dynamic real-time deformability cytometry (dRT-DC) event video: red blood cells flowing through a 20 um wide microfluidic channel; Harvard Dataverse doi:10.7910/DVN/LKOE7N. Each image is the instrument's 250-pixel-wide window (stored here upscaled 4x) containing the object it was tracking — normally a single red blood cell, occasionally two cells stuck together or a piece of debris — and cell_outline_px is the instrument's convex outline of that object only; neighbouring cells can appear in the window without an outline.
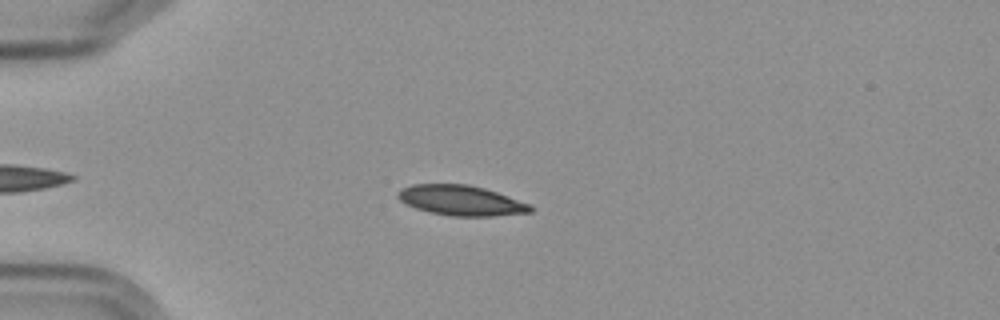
{"species": "Egyptian fruit bat (a non-hibernating species)", "species_latin": "Rousettus aegyptiacus", "temperature_condition": "cold", "stored_images_in_passage": 4, "camera_frame_rate_fps": 3000, "um_per_image_px": 0.085, "frame": {"image": 1, "passage_image": 2, "time_ms": 1.333, "image_size_px": [1000, 320], "cell_outline_px": [[532, 212], [492, 216], [452, 216], [428, 212], [416, 208], [400, 200], [396, 196], [396, 192], [400, 188], [412, 184], [468, 184], [484, 188], [496, 192], [528, 204], [532, 208]], "centroid_in_image_um": [39.12, 17.03], "position_along_channel_um": 45.9, "area_um2": 23.12}}
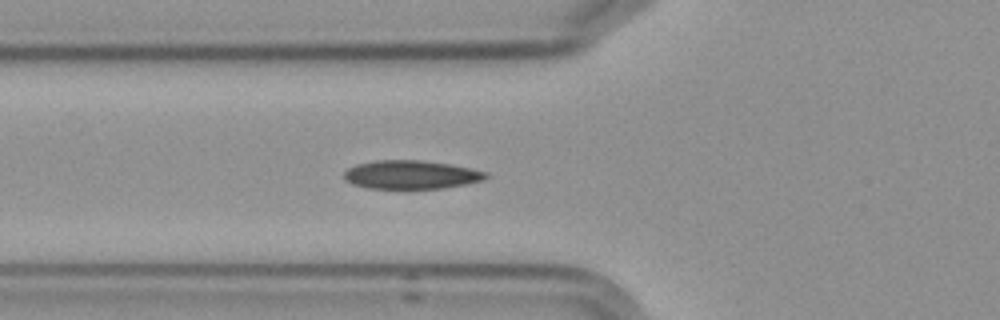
{"frame": {"image": 2, "passage_image": 4, "time_ms": 3.333, "image_size_px": [1000, 320], "cell_outline_px": [[488, 176], [484, 180], [468, 184], [444, 188], [368, 188], [352, 184], [344, 180], [344, 172], [348, 168], [356, 164], [376, 160], [420, 160], [452, 164], [488, 172]], "centroid_in_image_um": [34.96, 14.84], "position_along_channel_um": 90.8, "area_um2": 23.76}}